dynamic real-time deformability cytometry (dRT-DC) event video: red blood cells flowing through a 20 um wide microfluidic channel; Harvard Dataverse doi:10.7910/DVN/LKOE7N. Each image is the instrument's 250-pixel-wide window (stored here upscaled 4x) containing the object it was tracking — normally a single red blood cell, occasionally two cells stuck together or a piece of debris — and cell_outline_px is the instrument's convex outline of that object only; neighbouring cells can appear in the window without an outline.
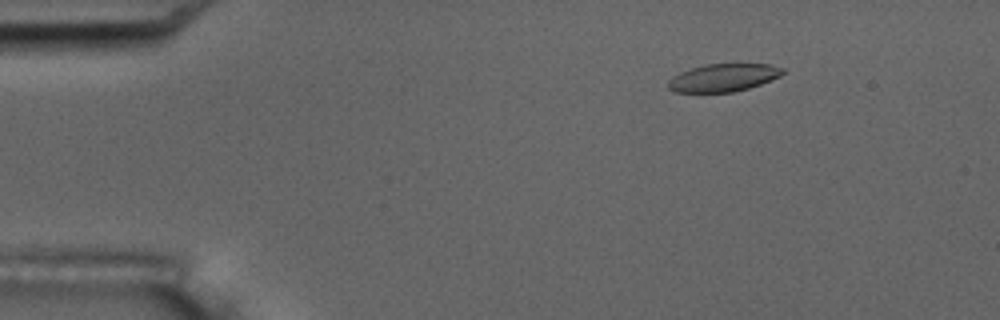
{"species": "common noctule bat (a hibernating species)", "species_latin": "Nyctalus noctula", "temperature_condition": "room temperature", "stored_images_in_passage": 6, "camera_frame_rate_fps": 3000, "um_per_image_px": 0.085, "animal": {"sex": "male", "body_mass_g": 17.5, "forearm_length_mm": 52.3}, "frame": {"image": 1, "passage_image": 3, "time_ms": 2.333, "image_size_px": [1000, 320], "cell_outline_px": [[784, 72], [780, 76], [772, 80], [748, 88], [732, 92], [672, 92], [668, 88], [668, 80], [672, 76], [680, 72], [704, 64], [768, 64], [784, 68]], "centroid_in_image_um": [61.46, 6.6], "position_along_channel_um": 23.5, "area_um2": 18.55}}